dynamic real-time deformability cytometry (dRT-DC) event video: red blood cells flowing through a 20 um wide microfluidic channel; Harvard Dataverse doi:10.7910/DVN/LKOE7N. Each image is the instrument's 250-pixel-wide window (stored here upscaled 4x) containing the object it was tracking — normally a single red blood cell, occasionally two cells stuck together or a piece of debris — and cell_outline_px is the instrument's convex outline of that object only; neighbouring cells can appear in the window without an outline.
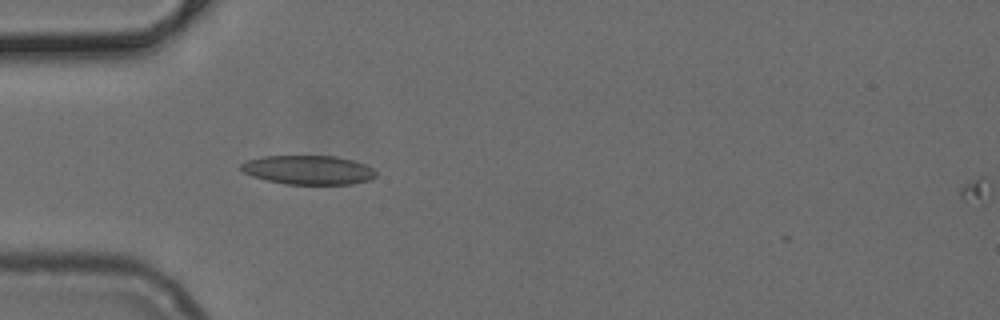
{"species": "common noctule bat (a hibernating species)", "species_latin": "Nyctalus noctula", "temperature_condition": "cold", "stored_images_in_passage": 3, "camera_frame_rate_fps": 3000, "um_per_image_px": 0.085, "animal": {"sex": "female", "body_mass_g": 24.6, "forearm_length_mm": 56.2}, "frame": {"image": 1, "passage_image": 2, "time_ms": 0.333, "image_size_px": [1000, 320], "cell_outline_px": [[376, 176], [368, 180], [352, 184], [284, 184], [252, 176], [244, 172], [240, 168], [240, 164], [248, 160], [264, 156], [336, 156], [352, 160], [364, 164], [372, 168], [376, 172]], "centroid_in_image_um": [26.2, 14.44], "position_along_channel_um": 58.8, "area_um2": 22.72}}